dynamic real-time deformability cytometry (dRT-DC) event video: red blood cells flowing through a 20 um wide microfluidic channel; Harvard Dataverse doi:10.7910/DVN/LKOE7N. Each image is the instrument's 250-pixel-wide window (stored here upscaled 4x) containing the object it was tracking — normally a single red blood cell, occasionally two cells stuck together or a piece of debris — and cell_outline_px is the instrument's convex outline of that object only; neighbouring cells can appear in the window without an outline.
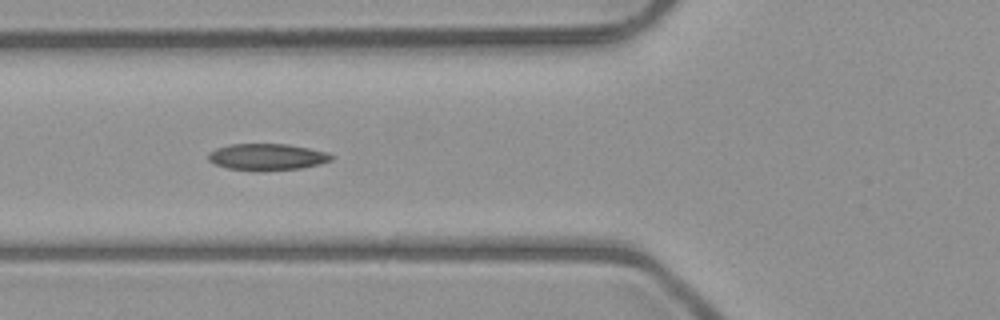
{"species": "common noctule bat (a hibernating species)", "species_latin": "Nyctalus noctula", "temperature_condition": "room temperature", "stored_images_in_passage": 7, "camera_frame_rate_fps": 3000, "um_per_image_px": 0.085, "animal": {"sex": "male", "body_mass_g": 23.1, "forearm_length_mm": 52.7}, "frame": {"image": 1, "passage_image": 5, "time_ms": 4.333, "image_size_px": [1000, 320], "cell_outline_px": [[332, 160], [320, 164], [300, 168], [264, 172], [228, 168], [216, 164], [208, 160], [208, 152], [216, 148], [228, 144], [288, 144], [328, 152], [332, 156]], "centroid_in_image_um": [22.69, 13.34], "position_along_channel_um": 103.1, "area_um2": 19.25}}
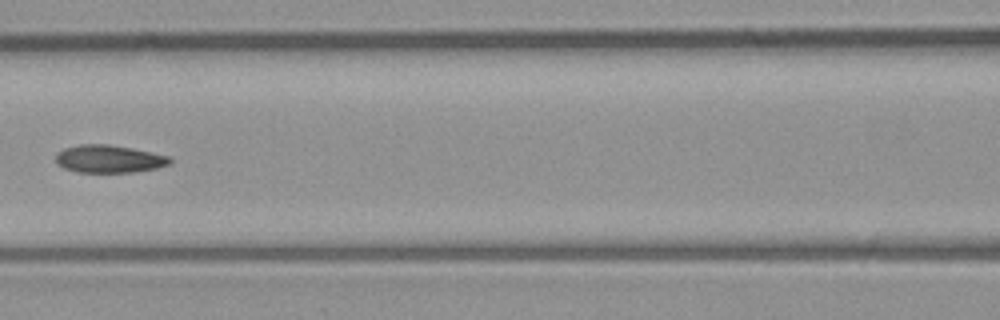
{"frame": {"image": 2, "passage_image": 6, "time_ms": 5.667, "image_size_px": [1000, 320], "cell_outline_px": [[172, 160], [168, 164], [156, 168], [132, 172], [76, 172], [64, 168], [56, 164], [56, 152], [64, 148], [80, 144], [108, 144], [132, 148], [172, 156]], "centroid_in_image_um": [9.25, 13.5], "position_along_channel_um": 157.4, "area_um2": 18.55}}
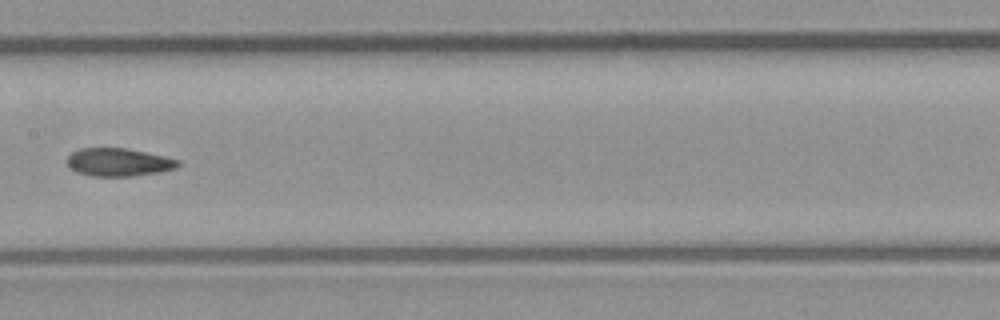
{"frame": {"image": 3, "passage_image": 7, "time_ms": 6.667, "image_size_px": [1000, 320], "cell_outline_px": [[180, 164], [176, 168], [160, 172], [132, 176], [92, 176], [76, 172], [64, 160], [72, 152], [80, 148], [124, 148], [164, 156], [180, 160]], "centroid_in_image_um": [10.06, 13.79], "position_along_channel_um": 197.3, "area_um2": 18.09}}